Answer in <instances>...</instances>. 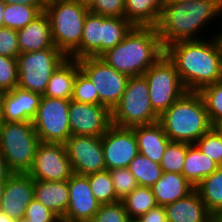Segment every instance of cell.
<instances>
[{"label": "cell", "instance_id": "obj_1", "mask_svg": "<svg viewBox=\"0 0 222 222\" xmlns=\"http://www.w3.org/2000/svg\"><path fill=\"white\" fill-rule=\"evenodd\" d=\"M179 41L165 48L187 91H199L222 80V48L211 40Z\"/></svg>", "mask_w": 222, "mask_h": 222}, {"label": "cell", "instance_id": "obj_2", "mask_svg": "<svg viewBox=\"0 0 222 222\" xmlns=\"http://www.w3.org/2000/svg\"><path fill=\"white\" fill-rule=\"evenodd\" d=\"M221 5L222 0L164 2L156 26L164 49L179 41L201 40L198 32L201 33L212 19L220 17Z\"/></svg>", "mask_w": 222, "mask_h": 222}, {"label": "cell", "instance_id": "obj_3", "mask_svg": "<svg viewBox=\"0 0 222 222\" xmlns=\"http://www.w3.org/2000/svg\"><path fill=\"white\" fill-rule=\"evenodd\" d=\"M164 54L156 27L134 26L119 44L100 58L118 72L134 77L142 76Z\"/></svg>", "mask_w": 222, "mask_h": 222}, {"label": "cell", "instance_id": "obj_4", "mask_svg": "<svg viewBox=\"0 0 222 222\" xmlns=\"http://www.w3.org/2000/svg\"><path fill=\"white\" fill-rule=\"evenodd\" d=\"M172 142L194 144L211 127L198 91H186L158 119Z\"/></svg>", "mask_w": 222, "mask_h": 222}, {"label": "cell", "instance_id": "obj_5", "mask_svg": "<svg viewBox=\"0 0 222 222\" xmlns=\"http://www.w3.org/2000/svg\"><path fill=\"white\" fill-rule=\"evenodd\" d=\"M54 46L67 58L79 47L89 8L73 0H46Z\"/></svg>", "mask_w": 222, "mask_h": 222}, {"label": "cell", "instance_id": "obj_6", "mask_svg": "<svg viewBox=\"0 0 222 222\" xmlns=\"http://www.w3.org/2000/svg\"><path fill=\"white\" fill-rule=\"evenodd\" d=\"M39 144L32 122H2L0 153L11 173H28Z\"/></svg>", "mask_w": 222, "mask_h": 222}, {"label": "cell", "instance_id": "obj_7", "mask_svg": "<svg viewBox=\"0 0 222 222\" xmlns=\"http://www.w3.org/2000/svg\"><path fill=\"white\" fill-rule=\"evenodd\" d=\"M112 124L132 128L158 122L159 116L152 109L149 85L142 76L129 77L119 103L111 111Z\"/></svg>", "mask_w": 222, "mask_h": 222}, {"label": "cell", "instance_id": "obj_8", "mask_svg": "<svg viewBox=\"0 0 222 222\" xmlns=\"http://www.w3.org/2000/svg\"><path fill=\"white\" fill-rule=\"evenodd\" d=\"M67 59L55 46L49 49L20 53L18 87L43 96L52 73Z\"/></svg>", "mask_w": 222, "mask_h": 222}, {"label": "cell", "instance_id": "obj_9", "mask_svg": "<svg viewBox=\"0 0 222 222\" xmlns=\"http://www.w3.org/2000/svg\"><path fill=\"white\" fill-rule=\"evenodd\" d=\"M143 76L149 85L152 109L158 116L187 91L175 65L165 54Z\"/></svg>", "mask_w": 222, "mask_h": 222}, {"label": "cell", "instance_id": "obj_10", "mask_svg": "<svg viewBox=\"0 0 222 222\" xmlns=\"http://www.w3.org/2000/svg\"><path fill=\"white\" fill-rule=\"evenodd\" d=\"M78 63L80 70L95 86L99 104L112 111L123 96L129 76L118 72L100 57H85Z\"/></svg>", "mask_w": 222, "mask_h": 222}, {"label": "cell", "instance_id": "obj_11", "mask_svg": "<svg viewBox=\"0 0 222 222\" xmlns=\"http://www.w3.org/2000/svg\"><path fill=\"white\" fill-rule=\"evenodd\" d=\"M70 100L42 96L33 126L42 143L65 144L71 136Z\"/></svg>", "mask_w": 222, "mask_h": 222}, {"label": "cell", "instance_id": "obj_12", "mask_svg": "<svg viewBox=\"0 0 222 222\" xmlns=\"http://www.w3.org/2000/svg\"><path fill=\"white\" fill-rule=\"evenodd\" d=\"M28 174L34 180H68L74 172L65 144L40 142L36 150L33 165Z\"/></svg>", "mask_w": 222, "mask_h": 222}, {"label": "cell", "instance_id": "obj_13", "mask_svg": "<svg viewBox=\"0 0 222 222\" xmlns=\"http://www.w3.org/2000/svg\"><path fill=\"white\" fill-rule=\"evenodd\" d=\"M65 147L75 174L89 175L106 170L102 137L71 135Z\"/></svg>", "mask_w": 222, "mask_h": 222}, {"label": "cell", "instance_id": "obj_14", "mask_svg": "<svg viewBox=\"0 0 222 222\" xmlns=\"http://www.w3.org/2000/svg\"><path fill=\"white\" fill-rule=\"evenodd\" d=\"M71 135L102 137L112 125L111 110L100 104H85L70 100Z\"/></svg>", "mask_w": 222, "mask_h": 222}, {"label": "cell", "instance_id": "obj_15", "mask_svg": "<svg viewBox=\"0 0 222 222\" xmlns=\"http://www.w3.org/2000/svg\"><path fill=\"white\" fill-rule=\"evenodd\" d=\"M102 146L106 170L129 167L139 153L133 127L112 124L102 136Z\"/></svg>", "mask_w": 222, "mask_h": 222}, {"label": "cell", "instance_id": "obj_16", "mask_svg": "<svg viewBox=\"0 0 222 222\" xmlns=\"http://www.w3.org/2000/svg\"><path fill=\"white\" fill-rule=\"evenodd\" d=\"M69 203L65 222H90L100 207L91 192L87 175L73 174L68 180Z\"/></svg>", "mask_w": 222, "mask_h": 222}, {"label": "cell", "instance_id": "obj_17", "mask_svg": "<svg viewBox=\"0 0 222 222\" xmlns=\"http://www.w3.org/2000/svg\"><path fill=\"white\" fill-rule=\"evenodd\" d=\"M34 198V179L28 173H10L6 179L0 210L10 218H24Z\"/></svg>", "mask_w": 222, "mask_h": 222}, {"label": "cell", "instance_id": "obj_18", "mask_svg": "<svg viewBox=\"0 0 222 222\" xmlns=\"http://www.w3.org/2000/svg\"><path fill=\"white\" fill-rule=\"evenodd\" d=\"M42 95L16 87L0 93L2 122H33Z\"/></svg>", "mask_w": 222, "mask_h": 222}, {"label": "cell", "instance_id": "obj_19", "mask_svg": "<svg viewBox=\"0 0 222 222\" xmlns=\"http://www.w3.org/2000/svg\"><path fill=\"white\" fill-rule=\"evenodd\" d=\"M167 222H213V215L194 189L187 196L164 206Z\"/></svg>", "mask_w": 222, "mask_h": 222}, {"label": "cell", "instance_id": "obj_20", "mask_svg": "<svg viewBox=\"0 0 222 222\" xmlns=\"http://www.w3.org/2000/svg\"><path fill=\"white\" fill-rule=\"evenodd\" d=\"M20 53L40 51L54 47L50 20L43 11L24 28L17 30Z\"/></svg>", "mask_w": 222, "mask_h": 222}, {"label": "cell", "instance_id": "obj_21", "mask_svg": "<svg viewBox=\"0 0 222 222\" xmlns=\"http://www.w3.org/2000/svg\"><path fill=\"white\" fill-rule=\"evenodd\" d=\"M133 131L137 140L138 152L160 164L162 156L171 142L161 124L155 122L139 125L133 127Z\"/></svg>", "mask_w": 222, "mask_h": 222}, {"label": "cell", "instance_id": "obj_22", "mask_svg": "<svg viewBox=\"0 0 222 222\" xmlns=\"http://www.w3.org/2000/svg\"><path fill=\"white\" fill-rule=\"evenodd\" d=\"M34 198L63 219L69 203V189L66 181L34 180Z\"/></svg>", "mask_w": 222, "mask_h": 222}, {"label": "cell", "instance_id": "obj_23", "mask_svg": "<svg viewBox=\"0 0 222 222\" xmlns=\"http://www.w3.org/2000/svg\"><path fill=\"white\" fill-rule=\"evenodd\" d=\"M151 189L157 205L166 206L187 196L195 187L183 174L163 171L162 176L151 186Z\"/></svg>", "mask_w": 222, "mask_h": 222}, {"label": "cell", "instance_id": "obj_24", "mask_svg": "<svg viewBox=\"0 0 222 222\" xmlns=\"http://www.w3.org/2000/svg\"><path fill=\"white\" fill-rule=\"evenodd\" d=\"M80 70L78 60L67 58L51 75L44 97L71 100L74 81Z\"/></svg>", "mask_w": 222, "mask_h": 222}, {"label": "cell", "instance_id": "obj_25", "mask_svg": "<svg viewBox=\"0 0 222 222\" xmlns=\"http://www.w3.org/2000/svg\"><path fill=\"white\" fill-rule=\"evenodd\" d=\"M102 33L103 16L89 12L84 21L80 45L68 58L79 60L85 57H100Z\"/></svg>", "mask_w": 222, "mask_h": 222}, {"label": "cell", "instance_id": "obj_26", "mask_svg": "<svg viewBox=\"0 0 222 222\" xmlns=\"http://www.w3.org/2000/svg\"><path fill=\"white\" fill-rule=\"evenodd\" d=\"M164 0H125L124 17L138 27H156Z\"/></svg>", "mask_w": 222, "mask_h": 222}, {"label": "cell", "instance_id": "obj_27", "mask_svg": "<svg viewBox=\"0 0 222 222\" xmlns=\"http://www.w3.org/2000/svg\"><path fill=\"white\" fill-rule=\"evenodd\" d=\"M218 167L219 165L202 153L195 144H190L187 148L182 174L191 185L196 187Z\"/></svg>", "mask_w": 222, "mask_h": 222}, {"label": "cell", "instance_id": "obj_28", "mask_svg": "<svg viewBox=\"0 0 222 222\" xmlns=\"http://www.w3.org/2000/svg\"><path fill=\"white\" fill-rule=\"evenodd\" d=\"M195 189L213 216L222 212V166L205 177Z\"/></svg>", "mask_w": 222, "mask_h": 222}, {"label": "cell", "instance_id": "obj_29", "mask_svg": "<svg viewBox=\"0 0 222 222\" xmlns=\"http://www.w3.org/2000/svg\"><path fill=\"white\" fill-rule=\"evenodd\" d=\"M133 27L125 17L103 16L101 55L119 44Z\"/></svg>", "mask_w": 222, "mask_h": 222}, {"label": "cell", "instance_id": "obj_30", "mask_svg": "<svg viewBox=\"0 0 222 222\" xmlns=\"http://www.w3.org/2000/svg\"><path fill=\"white\" fill-rule=\"evenodd\" d=\"M122 203L129 218H140L150 209L157 206L151 187L138 186L125 198Z\"/></svg>", "mask_w": 222, "mask_h": 222}, {"label": "cell", "instance_id": "obj_31", "mask_svg": "<svg viewBox=\"0 0 222 222\" xmlns=\"http://www.w3.org/2000/svg\"><path fill=\"white\" fill-rule=\"evenodd\" d=\"M45 7L26 6L24 4H5L3 12L4 27L19 30L38 17Z\"/></svg>", "mask_w": 222, "mask_h": 222}, {"label": "cell", "instance_id": "obj_32", "mask_svg": "<svg viewBox=\"0 0 222 222\" xmlns=\"http://www.w3.org/2000/svg\"><path fill=\"white\" fill-rule=\"evenodd\" d=\"M128 168L136 178L138 185L145 187H151L163 173L160 164L140 153L130 162Z\"/></svg>", "mask_w": 222, "mask_h": 222}, {"label": "cell", "instance_id": "obj_33", "mask_svg": "<svg viewBox=\"0 0 222 222\" xmlns=\"http://www.w3.org/2000/svg\"><path fill=\"white\" fill-rule=\"evenodd\" d=\"M212 126L217 127L222 123V80L209 84L199 91Z\"/></svg>", "mask_w": 222, "mask_h": 222}, {"label": "cell", "instance_id": "obj_34", "mask_svg": "<svg viewBox=\"0 0 222 222\" xmlns=\"http://www.w3.org/2000/svg\"><path fill=\"white\" fill-rule=\"evenodd\" d=\"M91 192L100 204H111L120 201L116 197L109 170L87 175Z\"/></svg>", "mask_w": 222, "mask_h": 222}, {"label": "cell", "instance_id": "obj_35", "mask_svg": "<svg viewBox=\"0 0 222 222\" xmlns=\"http://www.w3.org/2000/svg\"><path fill=\"white\" fill-rule=\"evenodd\" d=\"M194 144L207 157L222 166V132L218 127L212 126Z\"/></svg>", "mask_w": 222, "mask_h": 222}, {"label": "cell", "instance_id": "obj_36", "mask_svg": "<svg viewBox=\"0 0 222 222\" xmlns=\"http://www.w3.org/2000/svg\"><path fill=\"white\" fill-rule=\"evenodd\" d=\"M189 143L170 142L162 156L160 166L164 172L182 174L183 164L186 158Z\"/></svg>", "mask_w": 222, "mask_h": 222}, {"label": "cell", "instance_id": "obj_37", "mask_svg": "<svg viewBox=\"0 0 222 222\" xmlns=\"http://www.w3.org/2000/svg\"><path fill=\"white\" fill-rule=\"evenodd\" d=\"M71 100L85 104H99L95 86L81 70L77 72Z\"/></svg>", "mask_w": 222, "mask_h": 222}, {"label": "cell", "instance_id": "obj_38", "mask_svg": "<svg viewBox=\"0 0 222 222\" xmlns=\"http://www.w3.org/2000/svg\"><path fill=\"white\" fill-rule=\"evenodd\" d=\"M112 177L116 197L121 201L130 194L136 187L138 182L129 168H114L109 170Z\"/></svg>", "mask_w": 222, "mask_h": 222}, {"label": "cell", "instance_id": "obj_39", "mask_svg": "<svg viewBox=\"0 0 222 222\" xmlns=\"http://www.w3.org/2000/svg\"><path fill=\"white\" fill-rule=\"evenodd\" d=\"M18 86V62L16 58L0 55V93Z\"/></svg>", "mask_w": 222, "mask_h": 222}, {"label": "cell", "instance_id": "obj_40", "mask_svg": "<svg viewBox=\"0 0 222 222\" xmlns=\"http://www.w3.org/2000/svg\"><path fill=\"white\" fill-rule=\"evenodd\" d=\"M129 219L122 201L101 204L90 222H127Z\"/></svg>", "mask_w": 222, "mask_h": 222}, {"label": "cell", "instance_id": "obj_41", "mask_svg": "<svg viewBox=\"0 0 222 222\" xmlns=\"http://www.w3.org/2000/svg\"><path fill=\"white\" fill-rule=\"evenodd\" d=\"M125 0H94L90 12L111 17H124Z\"/></svg>", "mask_w": 222, "mask_h": 222}, {"label": "cell", "instance_id": "obj_42", "mask_svg": "<svg viewBox=\"0 0 222 222\" xmlns=\"http://www.w3.org/2000/svg\"><path fill=\"white\" fill-rule=\"evenodd\" d=\"M20 54L17 30L11 28L0 29V55L18 58Z\"/></svg>", "mask_w": 222, "mask_h": 222}, {"label": "cell", "instance_id": "obj_43", "mask_svg": "<svg viewBox=\"0 0 222 222\" xmlns=\"http://www.w3.org/2000/svg\"><path fill=\"white\" fill-rule=\"evenodd\" d=\"M32 222H58L60 218L35 198L29 203L24 216Z\"/></svg>", "mask_w": 222, "mask_h": 222}, {"label": "cell", "instance_id": "obj_44", "mask_svg": "<svg viewBox=\"0 0 222 222\" xmlns=\"http://www.w3.org/2000/svg\"><path fill=\"white\" fill-rule=\"evenodd\" d=\"M140 219L143 222H167L164 206L157 205L150 209L146 214L142 215Z\"/></svg>", "mask_w": 222, "mask_h": 222}, {"label": "cell", "instance_id": "obj_45", "mask_svg": "<svg viewBox=\"0 0 222 222\" xmlns=\"http://www.w3.org/2000/svg\"><path fill=\"white\" fill-rule=\"evenodd\" d=\"M6 4H24L26 6L45 7L46 0H3Z\"/></svg>", "mask_w": 222, "mask_h": 222}, {"label": "cell", "instance_id": "obj_46", "mask_svg": "<svg viewBox=\"0 0 222 222\" xmlns=\"http://www.w3.org/2000/svg\"><path fill=\"white\" fill-rule=\"evenodd\" d=\"M11 172L8 170L4 158L0 153V181H6Z\"/></svg>", "mask_w": 222, "mask_h": 222}, {"label": "cell", "instance_id": "obj_47", "mask_svg": "<svg viewBox=\"0 0 222 222\" xmlns=\"http://www.w3.org/2000/svg\"><path fill=\"white\" fill-rule=\"evenodd\" d=\"M5 2L3 0H0V29L4 28V22H3V12L5 10Z\"/></svg>", "mask_w": 222, "mask_h": 222}, {"label": "cell", "instance_id": "obj_48", "mask_svg": "<svg viewBox=\"0 0 222 222\" xmlns=\"http://www.w3.org/2000/svg\"><path fill=\"white\" fill-rule=\"evenodd\" d=\"M221 13H222V5H221V8H220V12H219V16H221V18H222ZM220 31H221V33L218 32L217 35L215 34L213 36H214L217 44L222 48V30H220Z\"/></svg>", "mask_w": 222, "mask_h": 222}, {"label": "cell", "instance_id": "obj_49", "mask_svg": "<svg viewBox=\"0 0 222 222\" xmlns=\"http://www.w3.org/2000/svg\"><path fill=\"white\" fill-rule=\"evenodd\" d=\"M0 222H16V220L10 218L6 213L0 210Z\"/></svg>", "mask_w": 222, "mask_h": 222}, {"label": "cell", "instance_id": "obj_50", "mask_svg": "<svg viewBox=\"0 0 222 222\" xmlns=\"http://www.w3.org/2000/svg\"><path fill=\"white\" fill-rule=\"evenodd\" d=\"M73 1H76L82 5L89 7L93 3L94 0H73Z\"/></svg>", "mask_w": 222, "mask_h": 222}, {"label": "cell", "instance_id": "obj_51", "mask_svg": "<svg viewBox=\"0 0 222 222\" xmlns=\"http://www.w3.org/2000/svg\"><path fill=\"white\" fill-rule=\"evenodd\" d=\"M6 181H0V205L2 201V196L4 193V186H5Z\"/></svg>", "mask_w": 222, "mask_h": 222}, {"label": "cell", "instance_id": "obj_52", "mask_svg": "<svg viewBox=\"0 0 222 222\" xmlns=\"http://www.w3.org/2000/svg\"><path fill=\"white\" fill-rule=\"evenodd\" d=\"M213 222H222V212L213 216Z\"/></svg>", "mask_w": 222, "mask_h": 222}, {"label": "cell", "instance_id": "obj_53", "mask_svg": "<svg viewBox=\"0 0 222 222\" xmlns=\"http://www.w3.org/2000/svg\"><path fill=\"white\" fill-rule=\"evenodd\" d=\"M127 222H143L140 218H129Z\"/></svg>", "mask_w": 222, "mask_h": 222}, {"label": "cell", "instance_id": "obj_54", "mask_svg": "<svg viewBox=\"0 0 222 222\" xmlns=\"http://www.w3.org/2000/svg\"><path fill=\"white\" fill-rule=\"evenodd\" d=\"M16 222H32V221L22 218V219L16 220Z\"/></svg>", "mask_w": 222, "mask_h": 222}, {"label": "cell", "instance_id": "obj_55", "mask_svg": "<svg viewBox=\"0 0 222 222\" xmlns=\"http://www.w3.org/2000/svg\"><path fill=\"white\" fill-rule=\"evenodd\" d=\"M173 1H194V0H164V2H173Z\"/></svg>", "mask_w": 222, "mask_h": 222}, {"label": "cell", "instance_id": "obj_56", "mask_svg": "<svg viewBox=\"0 0 222 222\" xmlns=\"http://www.w3.org/2000/svg\"><path fill=\"white\" fill-rule=\"evenodd\" d=\"M1 124H2V115H1V105H0V128H1Z\"/></svg>", "mask_w": 222, "mask_h": 222}, {"label": "cell", "instance_id": "obj_57", "mask_svg": "<svg viewBox=\"0 0 222 222\" xmlns=\"http://www.w3.org/2000/svg\"><path fill=\"white\" fill-rule=\"evenodd\" d=\"M217 127H218V129L222 132V123L219 124Z\"/></svg>", "mask_w": 222, "mask_h": 222}]
</instances>
